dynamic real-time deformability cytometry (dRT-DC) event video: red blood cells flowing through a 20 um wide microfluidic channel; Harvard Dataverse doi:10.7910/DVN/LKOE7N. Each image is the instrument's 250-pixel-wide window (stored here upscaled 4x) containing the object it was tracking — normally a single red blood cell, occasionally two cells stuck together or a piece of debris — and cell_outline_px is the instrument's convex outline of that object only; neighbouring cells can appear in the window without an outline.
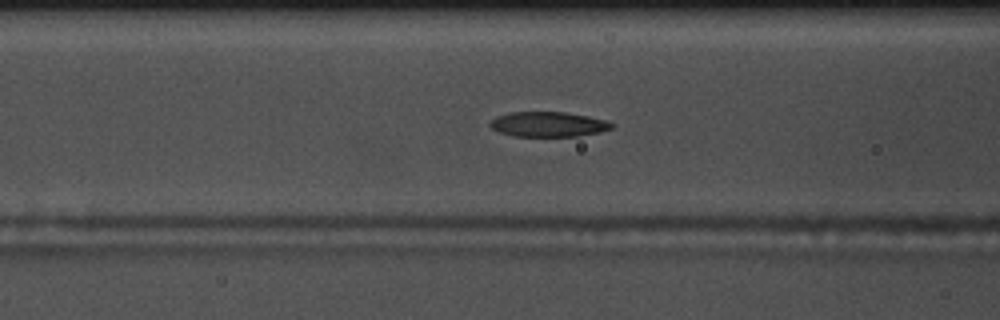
{"species": "common noctule bat (a hibernating species)", "species_latin": "Nyctalus noctula", "temperature_condition": "warm", "stored_images_in_passage": 48, "camera_frame_rate_fps": 3000, "um_per_image_px": 0.085, "animal": {"sex": "male", "body_mass_g": 17.5, "forearm_length_mm": 52.3}, "frame": {"image": 1, "passage_image": 14, "time_ms": 4.333, "image_size_px": [1000, 320], "cell_outline_px": [[616, 124], [612, 128], [600, 132], [580, 136], [512, 136], [500, 132], [492, 128], [488, 124], [496, 116], [512, 112], [564, 112], [588, 116], [608, 120]], "centroid_in_image_um": [46.64, 10.56], "position_along_channel_um": 120.0, "area_um2": 17.8}, "authors_computed_cell_mechanics": {"area_um2": 18.6694, "velocity_mm_per_s": 3.6626, "shape_relaxation_time_tau1_ms": 7.0723, "shape_relaxation_time_tau2_ms": 1.3308, "deformation_change_tau1": 0.2219, "deformation_change_tau2": 0.0691}}